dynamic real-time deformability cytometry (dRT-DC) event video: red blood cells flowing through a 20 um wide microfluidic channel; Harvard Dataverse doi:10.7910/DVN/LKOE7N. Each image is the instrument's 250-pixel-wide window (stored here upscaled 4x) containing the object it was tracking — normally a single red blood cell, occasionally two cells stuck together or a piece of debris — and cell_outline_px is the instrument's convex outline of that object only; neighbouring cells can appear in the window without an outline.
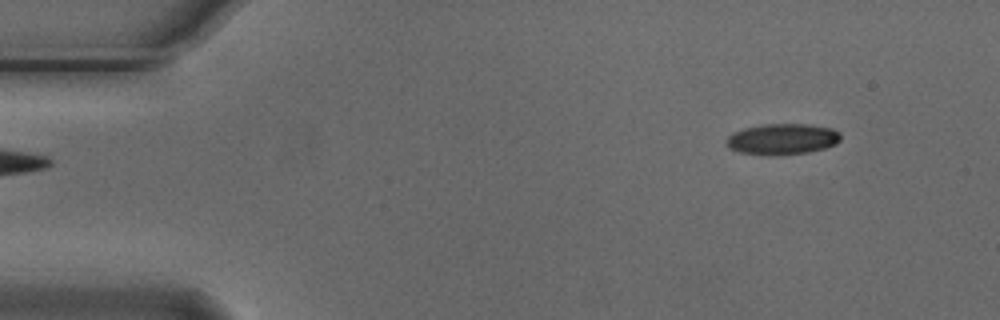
{"species": "Egyptian fruit bat (a non-hibernating species)", "species_latin": "Rousettus aegyptiacus", "temperature_condition": "cold", "stored_images_in_passage": 5, "camera_frame_rate_fps": 3000, "um_per_image_px": 0.085, "animal": {"sex": "male"}, "frame": {"image": 1, "passage_image": 5, "time_ms": 1.333, "image_size_px": [1000, 320], "cell_outline_px": [[840, 140], [836, 144], [824, 148], [808, 152], [772, 156], [740, 152], [728, 148], [724, 140], [732, 132], [744, 128], [764, 124], [808, 124], [832, 128], [840, 132]], "centroid_in_image_um": [66.47, 11.82], "position_along_channel_um": 18.5, "area_um2": 20.81}}